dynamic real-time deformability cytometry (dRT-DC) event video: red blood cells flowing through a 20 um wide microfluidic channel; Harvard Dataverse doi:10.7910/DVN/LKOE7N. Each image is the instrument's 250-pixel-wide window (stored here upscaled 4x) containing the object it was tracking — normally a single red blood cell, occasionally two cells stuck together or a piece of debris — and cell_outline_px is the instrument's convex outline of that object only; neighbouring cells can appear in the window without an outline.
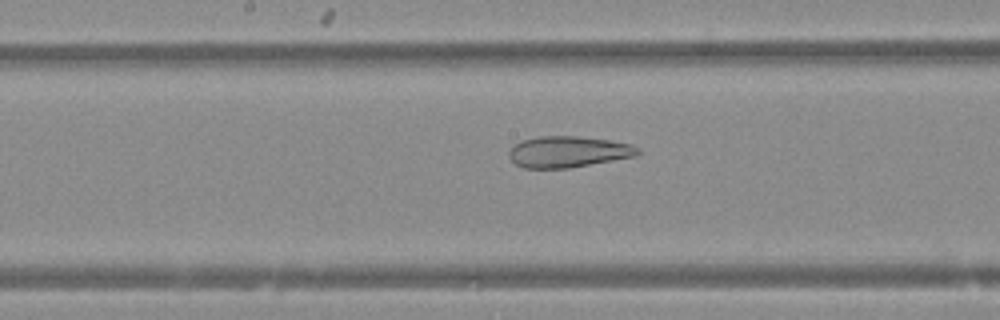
{"species": "Egyptian fruit bat (a non-hibernating species)", "species_latin": "Rousettus aegyptiacus", "temperature_condition": "warm", "stored_images_in_passage": 41, "camera_frame_rate_fps": 3000, "um_per_image_px": 0.085, "animal": {"sex": "female"}, "frame": {"image": 1, "passage_image": 17, "time_ms": 5.333, "image_size_px": [1000, 320], "cell_outline_px": [[640, 152], [636, 156], [568, 168], [524, 168], [516, 164], [508, 156], [508, 152], [520, 140], [540, 136], [576, 136], [608, 140], [632, 144], [640, 148]], "centroid_in_image_um": [48.3, 12.9], "position_along_channel_um": 199.9, "area_um2": 23.35}}
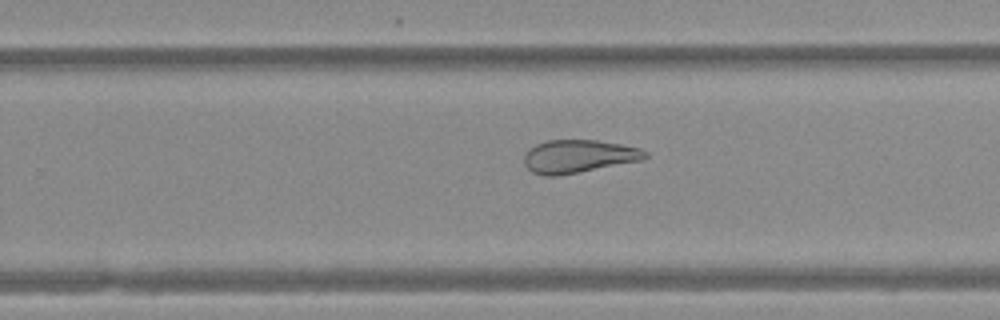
{"frame": {"image": 2, "passage_image": 23, "time_ms": 7.333, "image_size_px": [1000, 320], "cell_outline_px": [[648, 156], [644, 160], [556, 176], [544, 176], [532, 172], [524, 164], [524, 156], [528, 148], [536, 144], [548, 140], [596, 140], [620, 144], [640, 148], [648, 152]], "centroid_in_image_um": [49.17, 13.28], "position_along_channel_um": 280.6, "area_um2": 23.35}}
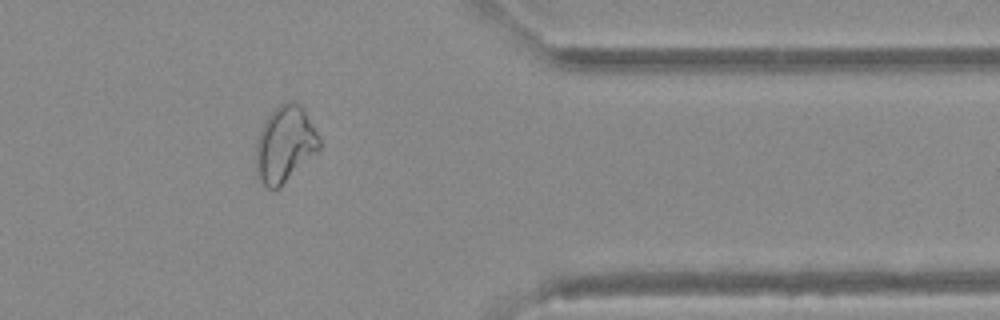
{"frame": {"image": 3, "passage_image": 32, "time_ms": 10.333, "image_size_px": [1000, 320], "cell_outline_px": [[320, 148], [280, 188], [268, 188], [260, 180], [256, 168], [256, 144], [260, 128], [264, 120], [280, 104], [288, 100], [292, 100], [304, 108], [320, 140]], "centroid_in_image_um": [24.2, 12.25], "position_along_channel_um": 387.2, "area_um2": 27.92}}